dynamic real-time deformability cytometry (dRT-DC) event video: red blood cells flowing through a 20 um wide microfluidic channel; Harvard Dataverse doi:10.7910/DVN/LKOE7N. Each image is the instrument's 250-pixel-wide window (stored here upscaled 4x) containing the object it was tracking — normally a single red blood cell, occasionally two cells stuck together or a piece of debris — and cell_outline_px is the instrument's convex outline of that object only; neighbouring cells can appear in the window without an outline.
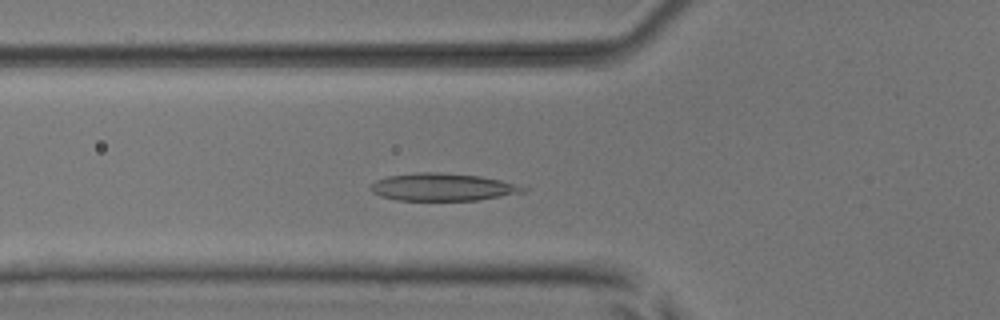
{"species": "common noctule bat (a hibernating species)", "species_latin": "Nyctalus noctula", "temperature_condition": "room temperature", "stored_images_in_passage": 49, "camera_frame_rate_fps": 3000, "um_per_image_px": 0.085, "animal": {"sex": "male", "body_mass_g": 17.9, "forearm_length_mm": 54.2}, "frame": {"image": 1, "passage_image": 15, "time_ms": 4.667, "image_size_px": [1000, 320], "cell_outline_px": [[532, 188], [524, 192], [476, 200], [396, 200], [380, 196], [372, 192], [368, 188], [376, 180], [388, 176], [416, 172], [440, 172], [480, 176], [500, 180]], "centroid_in_image_um": [37.61, 15.89], "position_along_channel_um": 88.2, "area_um2": 24.51}}
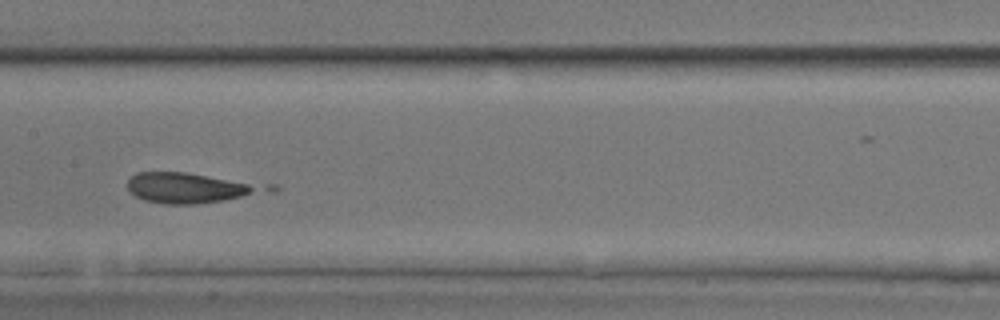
{"frame": {"image": 2, "passage_image": 23, "time_ms": 7.333, "image_size_px": [1000, 320], "cell_outline_px": [[280, 188], [276, 192], [224, 200], [196, 204], [164, 204], [144, 200], [136, 196], [128, 188], [128, 180], [136, 172], [184, 172], [276, 184]], "centroid_in_image_um": [16.42, 15.96], "position_along_channel_um": 191.0, "area_um2": 25.37}}
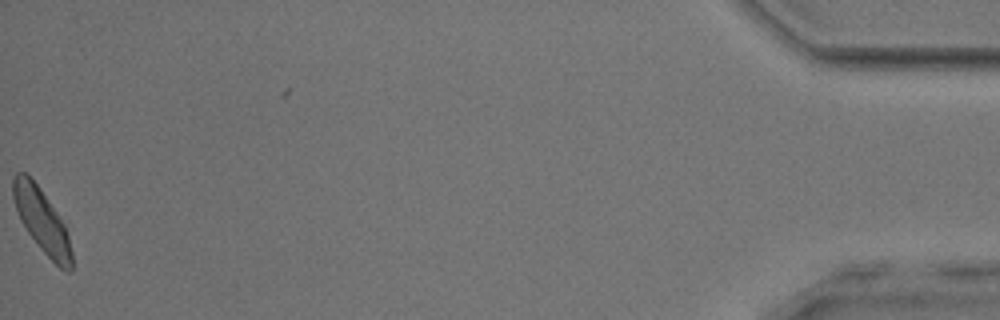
{"frame": {"image": 3, "passage_image": 49, "time_ms": 16.0, "image_size_px": [1000, 320], "cell_outline_px": [[72, 272], [68, 272], [60, 268], [40, 248], [28, 232], [20, 220], [12, 196], [12, 176], [16, 172], [24, 172], [36, 184], [56, 212], [64, 224], [68, 236], [72, 252]], "centroid_in_image_um": [3.54, 18.77], "position_along_channel_um": 431.7, "area_um2": 21.33}}